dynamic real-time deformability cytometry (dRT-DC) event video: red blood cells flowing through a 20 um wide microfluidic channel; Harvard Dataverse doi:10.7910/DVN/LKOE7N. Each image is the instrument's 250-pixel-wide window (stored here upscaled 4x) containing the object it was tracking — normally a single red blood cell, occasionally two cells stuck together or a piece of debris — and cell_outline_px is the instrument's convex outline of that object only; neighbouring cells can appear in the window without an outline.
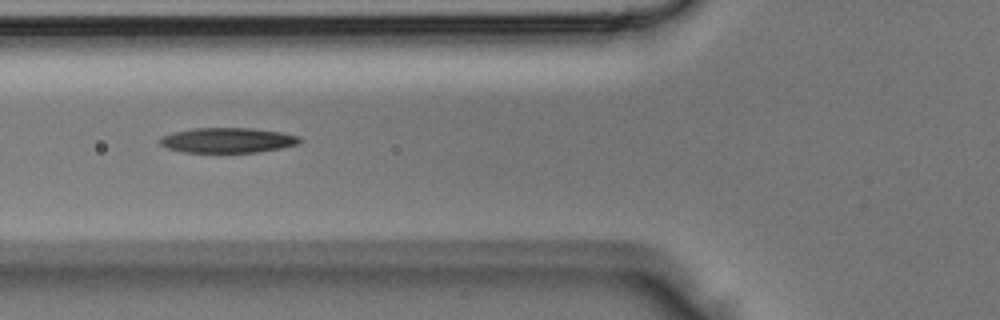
{"species": "Egyptian fruit bat (a non-hibernating species)", "species_latin": "Rousettus aegyptiacus", "temperature_condition": "room temperature", "stored_images_in_passage": 6, "camera_frame_rate_fps": 3000, "um_per_image_px": 0.085, "animal": {"sex": "male"}, "frame": {"image": 1, "passage_image": 5, "time_ms": 1.333, "image_size_px": [1000, 320], "cell_outline_px": [[304, 140], [300, 144], [280, 148], [256, 152], [180, 152], [168, 148], [160, 144], [160, 136], [172, 132], [192, 128], [252, 128], [280, 132], [300, 136]], "centroid_in_image_um": [19.36, 11.91], "position_along_channel_um": 106.4, "area_um2": 20.58}}
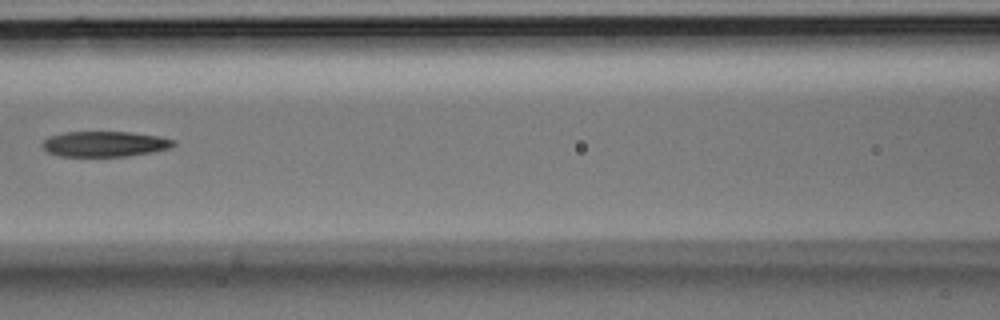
{"frame": {"image": 2, "passage_image": 6, "time_ms": 1.667, "image_size_px": [1000, 320], "cell_outline_px": [[176, 144], [172, 148], [152, 152], [128, 156], [60, 156], [48, 152], [40, 144], [48, 136], [64, 132], [132, 132], [160, 136], [176, 140]], "centroid_in_image_um": [8.93, 12.23], "position_along_channel_um": 157.7, "area_um2": 19.65}}